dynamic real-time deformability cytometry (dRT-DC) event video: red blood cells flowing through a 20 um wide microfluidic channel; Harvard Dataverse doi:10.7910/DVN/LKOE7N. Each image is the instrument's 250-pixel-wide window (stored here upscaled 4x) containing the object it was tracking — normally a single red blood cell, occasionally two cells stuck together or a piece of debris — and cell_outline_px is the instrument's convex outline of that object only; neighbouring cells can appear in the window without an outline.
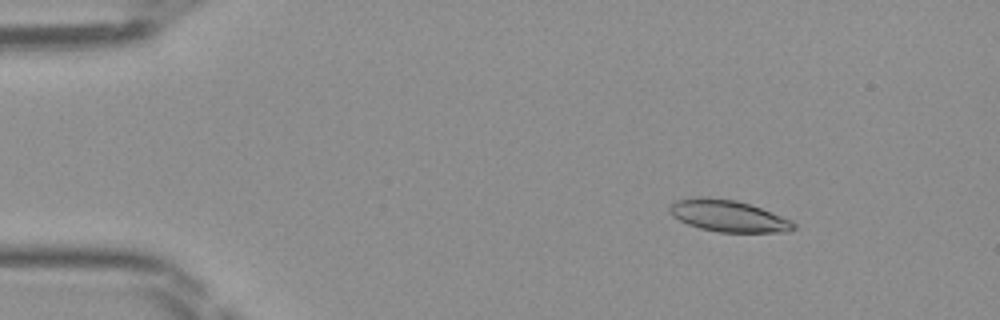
{"species": "Egyptian fruit bat (a non-hibernating species)", "species_latin": "Rousettus aegyptiacus", "temperature_condition": "room temperature", "stored_images_in_passage": 48, "camera_frame_rate_fps": 3000, "um_per_image_px": 0.085, "frame": {"image": 1, "passage_image": 7, "time_ms": 2.0, "image_size_px": [1000, 320], "cell_outline_px": [[796, 228], [788, 232], [716, 232], [700, 228], [688, 224], [672, 216], [668, 212], [668, 208], [676, 200], [696, 196], [700, 196], [736, 200], [760, 208], [792, 220], [796, 224]], "centroid_in_image_um": [61.88, 18.35], "position_along_channel_um": 23.1, "area_um2": 22.95}}
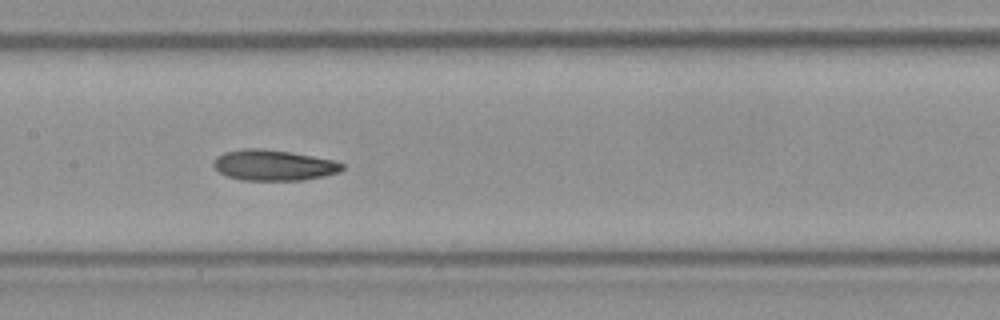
{"frame": {"image": 2, "passage_image": 24, "time_ms": 7.667, "image_size_px": [1000, 320], "cell_outline_px": [[344, 168], [340, 172], [300, 180], [240, 180], [228, 176], [220, 172], [212, 164], [212, 160], [216, 156], [224, 152], [244, 148], [260, 148], [292, 152], [336, 160], [344, 164]], "centroid_in_image_um": [23.24, 14.03], "position_along_channel_um": 184.2, "area_um2": 23.12}}
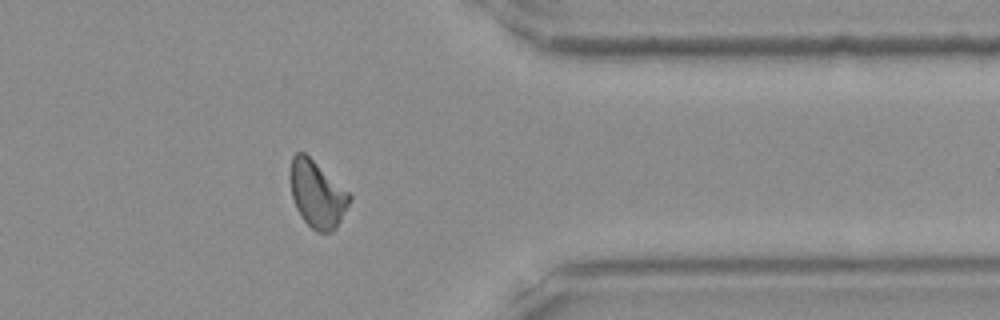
{"frame": {"image": 3, "passage_image": 39, "time_ms": 12.667, "image_size_px": [1000, 320], "cell_outline_px": [[352, 196], [336, 228], [332, 232], [316, 232], [300, 216], [296, 208], [292, 196], [288, 176], [288, 172], [292, 156], [296, 152], [304, 152], [348, 192]], "centroid_in_image_um": [26.9, 16.49], "position_along_channel_um": 384.5, "area_um2": 22.95}}